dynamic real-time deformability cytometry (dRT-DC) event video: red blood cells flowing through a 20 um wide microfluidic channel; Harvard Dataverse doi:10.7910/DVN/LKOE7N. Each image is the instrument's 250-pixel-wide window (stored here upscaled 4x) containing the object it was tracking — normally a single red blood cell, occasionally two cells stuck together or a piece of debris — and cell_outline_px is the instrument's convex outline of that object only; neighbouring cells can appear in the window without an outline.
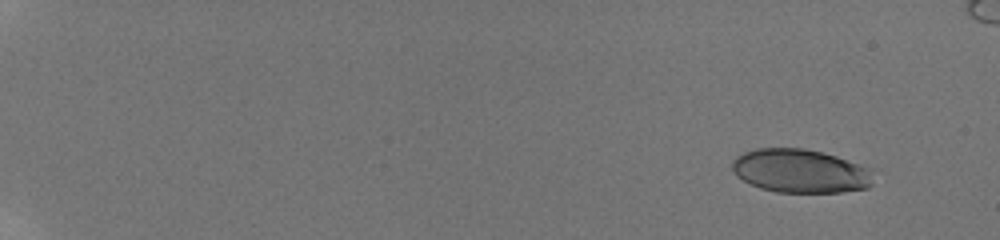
{"species": "human", "species_latin": "Homo sapiens", "temperature_condition": "room temperature", "stored_images_in_passage": 9, "camera_frame_rate_fps": 3000, "um_per_image_px": 0.085, "donor": {"sex": "male"}, "frame": {"image": 1, "passage_image": 1, "time_ms": 0.0, "image_size_px": [1000, 240], "cell_outline_px": [[872, 184], [868, 188], [840, 192], [776, 192], [760, 188], [736, 176], [732, 168], [732, 160], [736, 156], [744, 152], [756, 148], [804, 148], [836, 156], [872, 168]], "centroid_in_image_um": [68.03, 14.53], "position_along_channel_um": 17.0, "area_um2": 36.01}}